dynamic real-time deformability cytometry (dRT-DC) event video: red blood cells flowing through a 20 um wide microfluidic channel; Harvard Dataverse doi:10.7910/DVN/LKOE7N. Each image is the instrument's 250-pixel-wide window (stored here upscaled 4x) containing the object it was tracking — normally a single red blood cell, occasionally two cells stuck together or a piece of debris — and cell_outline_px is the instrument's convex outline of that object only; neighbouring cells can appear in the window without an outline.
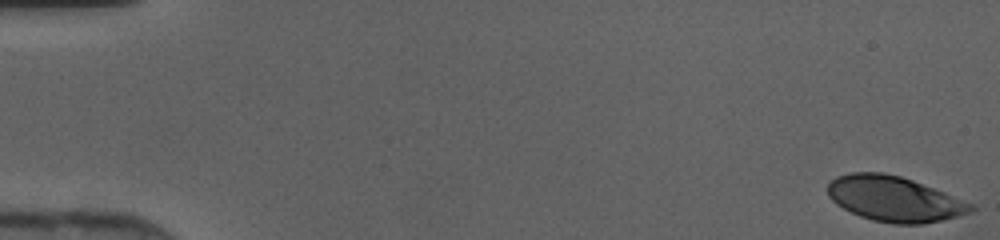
{"species": "human", "species_latin": "Homo sapiens", "temperature_condition": "cold", "stored_images_in_passage": 46, "camera_frame_rate_fps": 3000, "um_per_image_px": 0.085, "donor": {"sex": "female"}, "frame": {"image": 1, "passage_image": 1, "time_ms": 0.0, "image_size_px": [1000, 240], "cell_outline_px": [[976, 208], [972, 212], [944, 220], [924, 224], [896, 224], [872, 220], [860, 216], [836, 204], [828, 196], [828, 184], [836, 176], [852, 172], [884, 172], [900, 176], [912, 180], [944, 192], [972, 204]], "centroid_in_image_um": [76.01, 16.91], "position_along_channel_um": 9.0, "area_um2": 37.69}}
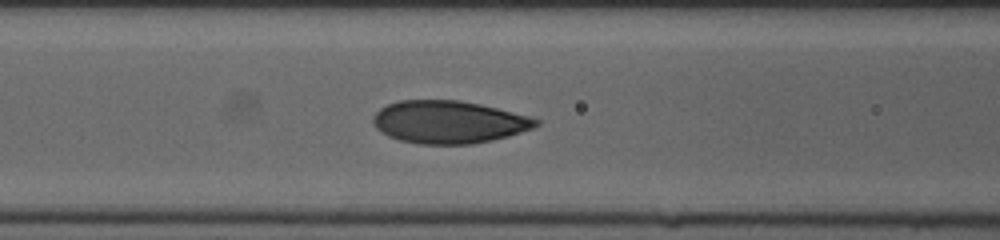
{"frame": {"image": 2, "passage_image": 20, "time_ms": 6.333, "image_size_px": [1000, 240], "cell_outline_px": [[540, 124], [532, 128], [508, 136], [492, 140], [472, 144], [420, 144], [400, 140], [388, 136], [380, 132], [376, 128], [372, 120], [372, 116], [380, 108], [388, 104], [400, 100], [460, 100], [480, 104], [528, 116], [540, 120]], "centroid_in_image_um": [38.11, 10.37], "position_along_channel_um": 128.5, "area_um2": 40.4}}
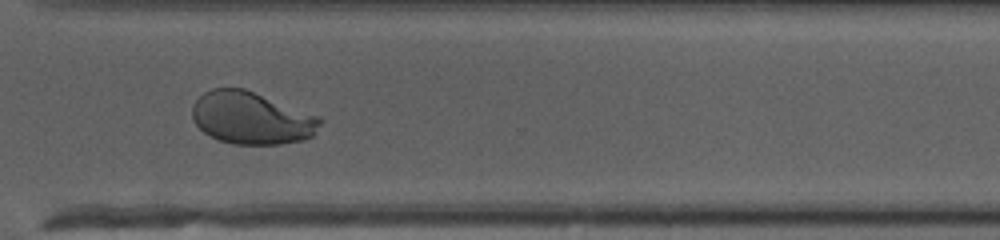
{"frame": {"image": 3, "passage_image": 35, "time_ms": 11.333, "image_size_px": [1000, 240], "cell_outline_px": [[324, 120], [312, 136], [304, 140], [280, 144], [232, 144], [220, 140], [204, 132], [192, 120], [192, 104], [204, 92], [212, 88], [244, 88], [320, 116]], "centroid_in_image_um": [21.39, 10.03], "position_along_channel_um": 349.2, "area_um2": 39.13}}